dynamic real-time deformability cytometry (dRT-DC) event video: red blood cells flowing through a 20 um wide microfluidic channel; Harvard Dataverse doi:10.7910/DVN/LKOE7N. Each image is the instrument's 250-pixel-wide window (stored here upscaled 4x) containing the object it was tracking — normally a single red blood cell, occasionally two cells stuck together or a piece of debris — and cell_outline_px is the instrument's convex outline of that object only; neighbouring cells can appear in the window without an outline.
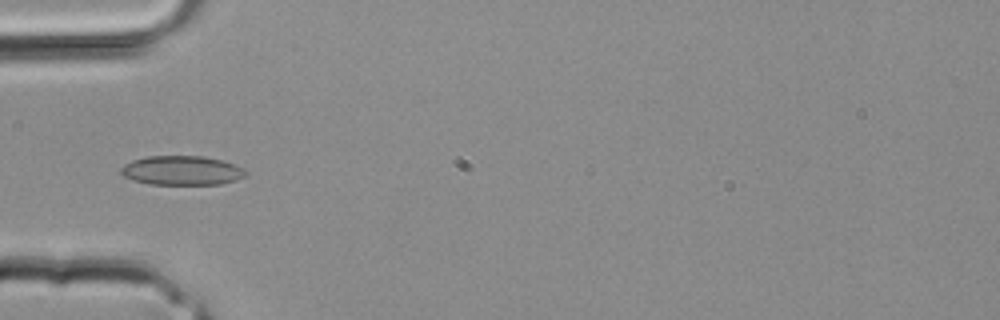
{"species": "common noctule bat (a hibernating species)", "species_latin": "Nyctalus noctula", "temperature_condition": "room temperature", "stored_images_in_passage": 24, "camera_frame_rate_fps": 3000, "um_per_image_px": 0.085, "animal": {"sex": "male", "body_mass_g": 20.4}, "frame": {"image": 1, "passage_image": 4, "time_ms": 1.0, "image_size_px": [1000, 320], "cell_outline_px": [[248, 172], [244, 176], [236, 180], [220, 184], [148, 184], [132, 180], [124, 176], [120, 172], [120, 168], [124, 164], [132, 160], [148, 156], [204, 156], [224, 160], [244, 168]], "centroid_in_image_um": [15.46, 14.48], "position_along_channel_um": 69.5, "area_um2": 21.44}}
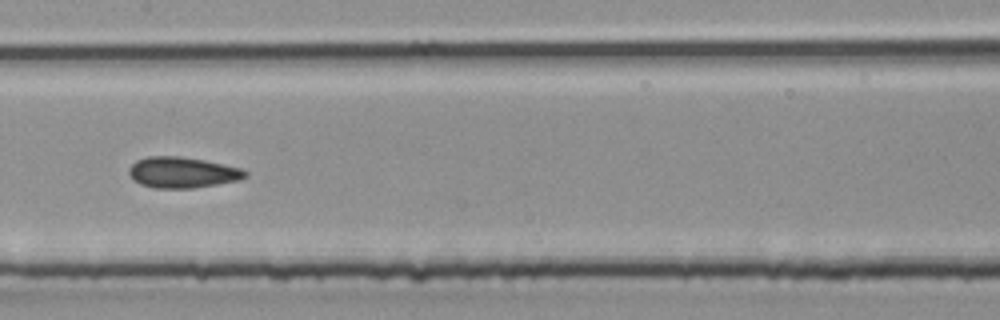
{"frame": {"image": 2, "passage_image": 10, "time_ms": 3.0, "image_size_px": [1000, 320], "cell_outline_px": [[248, 176], [240, 180], [192, 188], [156, 188], [140, 184], [128, 172], [128, 168], [136, 160], [148, 156], [180, 156], [204, 160], [240, 168], [248, 172]], "centroid_in_image_um": [15.51, 14.65], "position_along_channel_um": 191.9, "area_um2": 20.81}}
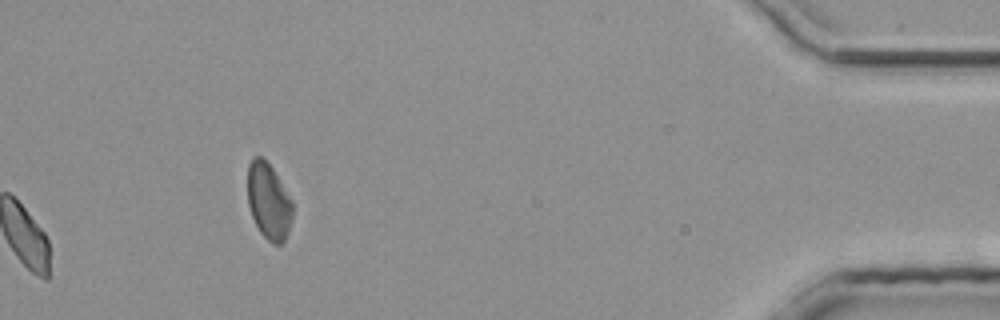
{"frame": {"image": 3, "passage_image": 24, "time_ms": 7.667, "image_size_px": [1000, 320], "cell_outline_px": [[292, 216], [288, 232], [284, 240], [280, 244], [272, 244], [260, 232], [252, 216], [248, 204], [248, 164], [256, 156], [260, 156], [272, 168], [292, 200]], "centroid_in_image_um": [22.83, 17.12], "position_along_channel_um": 412.4, "area_um2": 19.65}}